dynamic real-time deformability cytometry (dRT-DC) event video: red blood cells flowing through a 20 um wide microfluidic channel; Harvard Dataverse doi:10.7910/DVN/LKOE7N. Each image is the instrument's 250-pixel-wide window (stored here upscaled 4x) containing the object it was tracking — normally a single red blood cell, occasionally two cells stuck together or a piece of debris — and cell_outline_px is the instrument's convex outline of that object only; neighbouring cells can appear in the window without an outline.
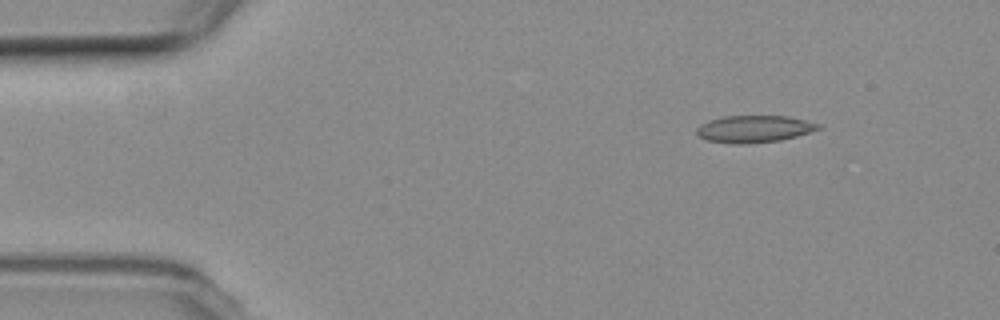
{"species": "common noctule bat (a hibernating species)", "species_latin": "Nyctalus noctula", "temperature_condition": "room temperature", "stored_images_in_passage": 3, "camera_frame_rate_fps": 3000, "um_per_image_px": 0.085, "animal": {"sex": "female", "body_mass_g": 19.3, "forearm_length_mm": 54.1}, "frame": {"image": 1, "passage_image": 3, "time_ms": 2.333, "image_size_px": [1000, 320], "cell_outline_px": [[824, 128], [796, 136], [780, 140], [748, 144], [732, 144], [708, 140], [700, 136], [696, 132], [696, 128], [700, 124], [708, 120], [724, 116], [788, 116], [820, 124]], "centroid_in_image_um": [64.11, 10.96], "position_along_channel_um": 20.9, "area_um2": 19.25}}